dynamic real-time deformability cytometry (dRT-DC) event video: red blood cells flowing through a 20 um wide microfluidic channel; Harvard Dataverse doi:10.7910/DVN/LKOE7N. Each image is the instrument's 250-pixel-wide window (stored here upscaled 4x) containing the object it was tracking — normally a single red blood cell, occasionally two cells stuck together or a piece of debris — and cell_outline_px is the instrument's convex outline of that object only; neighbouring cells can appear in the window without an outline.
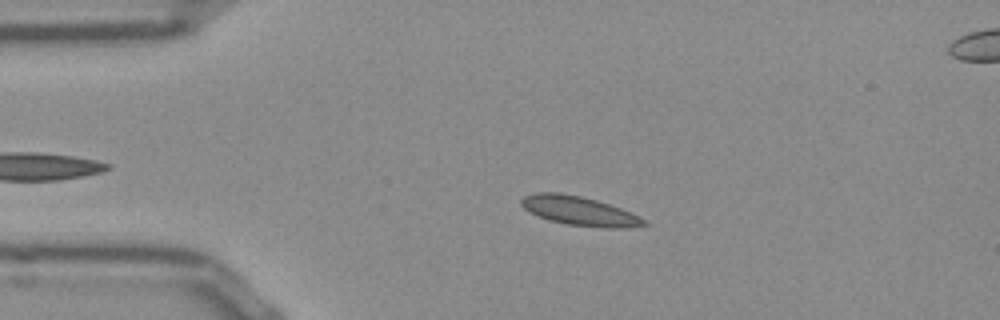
{"species": "Egyptian fruit bat (a non-hibernating species)", "species_latin": "Rousettus aegyptiacus", "temperature_condition": "room temperature", "stored_images_in_passage": 43, "camera_frame_rate_fps": 3000, "um_per_image_px": 0.085, "frame": {"image": 1, "passage_image": 10, "time_ms": 3.0, "image_size_px": [1000, 320], "cell_outline_px": [[648, 224], [624, 228], [604, 228], [568, 224], [548, 220], [524, 208], [520, 204], [520, 200], [524, 196], [536, 192], [560, 192], [580, 196], [596, 200], [620, 208], [644, 220]], "centroid_in_image_um": [49.19, 17.92], "position_along_channel_um": 35.8, "area_um2": 20.4}}
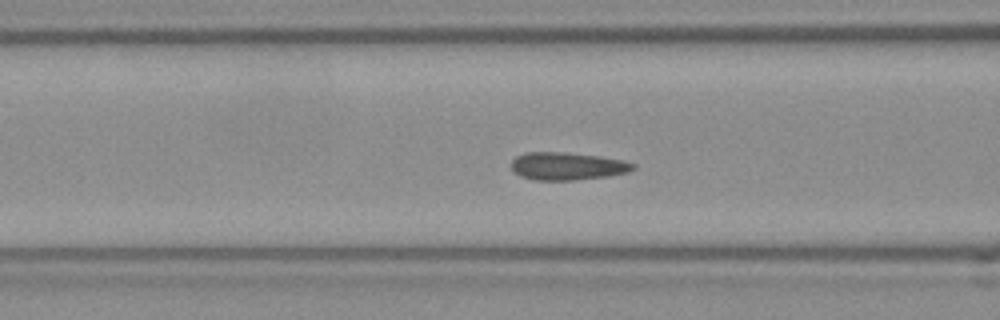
{"frame": {"image": 2, "passage_image": 19, "time_ms": 6.0, "image_size_px": [1000, 320], "cell_outline_px": [[636, 168], [628, 172], [608, 176], [572, 180], [536, 180], [520, 176], [512, 168], [512, 160], [516, 156], [528, 152], [564, 152], [600, 156], [624, 160], [636, 164]], "centroid_in_image_um": [48.26, 14.11], "position_along_channel_um": 118.3, "area_um2": 19.65}}
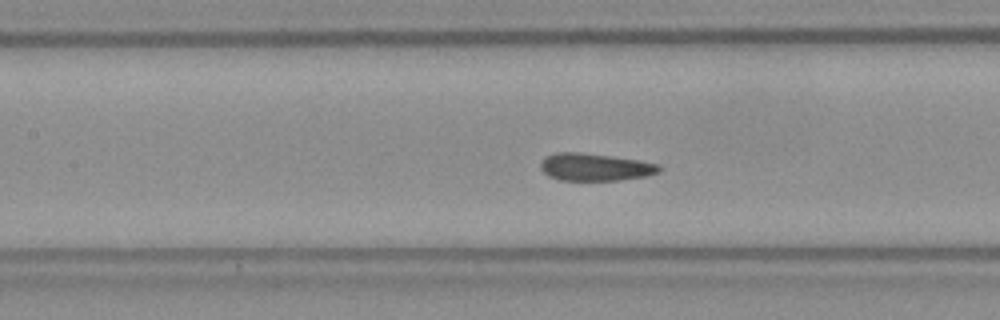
{"frame": {"image": 3, "passage_image": 22, "time_ms": 7.0, "image_size_px": [1000, 320], "cell_outline_px": [[660, 172], [644, 176], [616, 180], [560, 180], [548, 176], [540, 168], [540, 160], [556, 152], [580, 152], [612, 156], [640, 160], [660, 164]], "centroid_in_image_um": [50.56, 14.19], "position_along_channel_um": 156.8, "area_um2": 18.96}}